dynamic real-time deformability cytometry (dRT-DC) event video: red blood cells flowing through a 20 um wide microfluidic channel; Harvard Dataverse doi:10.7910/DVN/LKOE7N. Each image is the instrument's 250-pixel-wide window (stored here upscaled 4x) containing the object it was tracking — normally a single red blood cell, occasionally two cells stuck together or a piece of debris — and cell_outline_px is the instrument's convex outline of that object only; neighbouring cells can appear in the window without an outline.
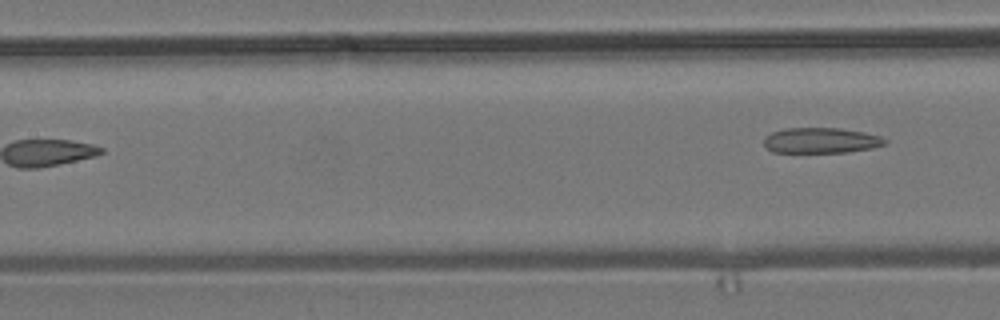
{"species": "common noctule bat (a hibernating species)", "species_latin": "Nyctalus noctula", "temperature_condition": "room temperature", "stored_images_in_passage": 6, "camera_frame_rate_fps": 3000, "um_per_image_px": 0.085, "animal": {"sex": "male", "body_mass_g": 19.2, "forearm_length_mm": 51.8}, "frame": {"image": 1, "passage_image": 6, "time_ms": 6.333, "image_size_px": [1000, 320], "cell_outline_px": [[888, 144], [872, 148], [844, 152], [772, 152], [764, 144], [764, 136], [772, 132], [784, 128], [840, 128], [864, 132], [880, 136], [888, 140]], "centroid_in_image_um": [69.8, 11.93], "position_along_channel_um": 137.6, "area_um2": 18.03}}